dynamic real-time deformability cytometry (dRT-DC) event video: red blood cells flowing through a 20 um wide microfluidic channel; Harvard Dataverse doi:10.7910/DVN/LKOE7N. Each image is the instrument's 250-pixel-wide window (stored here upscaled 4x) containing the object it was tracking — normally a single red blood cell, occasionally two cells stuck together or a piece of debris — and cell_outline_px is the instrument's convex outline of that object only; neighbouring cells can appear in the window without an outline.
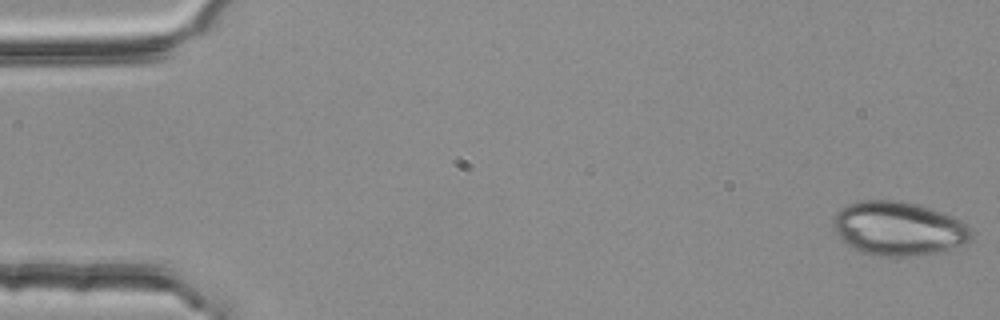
{"species": "common noctule bat (a hibernating species)", "species_latin": "Nyctalus noctula", "temperature_condition": "room temperature", "stored_images_in_passage": 53, "camera_frame_rate_fps": 3000, "um_per_image_px": 0.085, "animal": {"sex": "female", "body_mass_g": 25.1}, "frame": {"image": 1, "passage_image": 1, "time_ms": 0.0, "image_size_px": [1000, 320], "cell_outline_px": [[972, 240], [968, 244], [940, 252], [900, 256], [872, 256], [860, 252], [848, 244], [836, 232], [832, 224], [832, 216], [840, 208], [856, 200], [900, 200], [916, 204], [952, 216], [960, 220], [972, 232]], "centroid_in_image_um": [76.35, 19.42], "position_along_channel_um": 8.6, "area_um2": 43.52}}
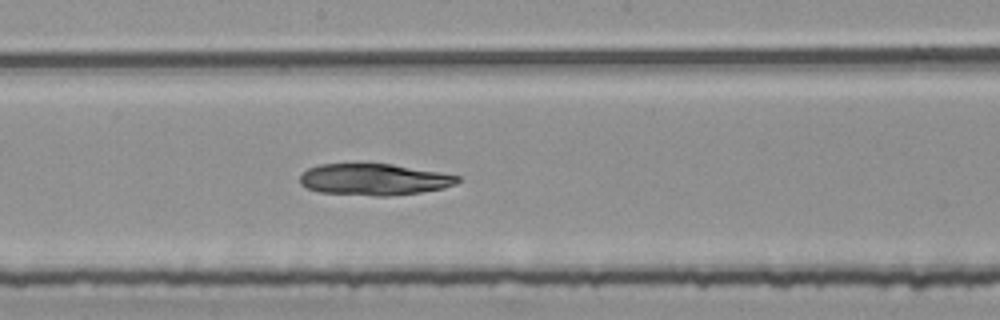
{"frame": {"image": 2, "passage_image": 29, "time_ms": 9.333, "image_size_px": [1000, 320], "cell_outline_px": [[460, 180], [456, 184], [444, 188], [420, 192], [388, 196], [376, 196], [320, 192], [308, 188], [300, 184], [300, 176], [308, 168], [320, 164], [392, 164], [460, 176]], "centroid_in_image_um": [31.79, 15.26], "position_along_channel_um": 216.4, "area_um2": 28.73}}
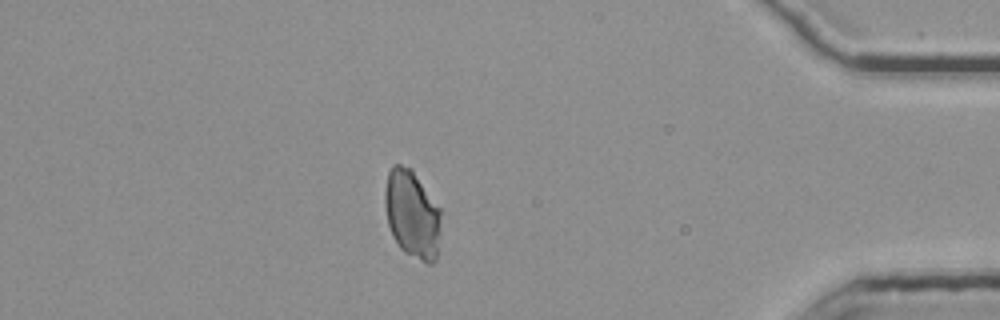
{"frame": {"image": 3, "passage_image": 47, "time_ms": 15.333, "image_size_px": [1000, 320], "cell_outline_px": [[440, 216], [436, 260], [432, 264], [428, 264], [404, 252], [400, 248], [392, 236], [388, 224], [384, 204], [384, 192], [388, 172], [392, 164], [400, 164], [412, 168], [440, 208]], "centroid_in_image_um": [35.0, 18.18], "position_along_channel_um": 400.2, "area_um2": 28.84}}